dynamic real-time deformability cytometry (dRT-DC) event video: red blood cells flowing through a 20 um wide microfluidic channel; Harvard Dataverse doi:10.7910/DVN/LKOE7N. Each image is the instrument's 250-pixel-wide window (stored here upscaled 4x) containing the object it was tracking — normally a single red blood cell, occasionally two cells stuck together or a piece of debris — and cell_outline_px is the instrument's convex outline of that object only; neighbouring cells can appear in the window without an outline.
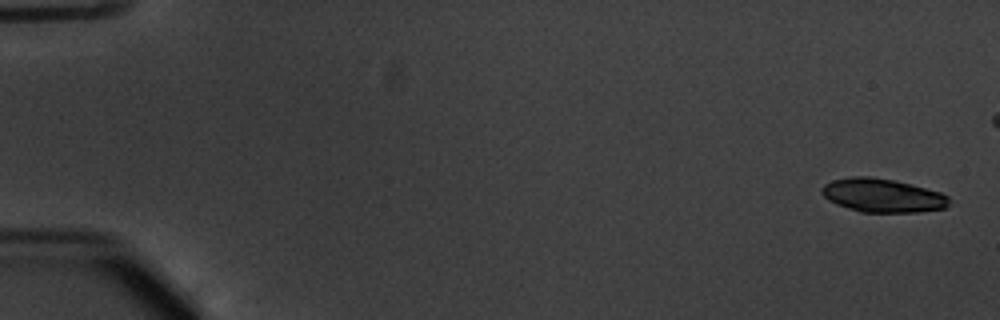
{"species": "common noctule bat (a hibernating species)", "species_latin": "Nyctalus noctula", "temperature_condition": "warm", "stored_images_in_passage": 31, "camera_frame_rate_fps": 3000, "um_per_image_px": 0.085, "animal": {"sex": "male", "body_mass_g": 20.1, "forearm_length_mm": 53.5}, "frame": {"image": 1, "passage_image": 1, "time_ms": 0.0, "image_size_px": [1000, 320], "cell_outline_px": [[948, 204], [944, 208], [916, 212], [860, 212], [836, 204], [828, 200], [820, 192], [820, 188], [824, 184], [832, 180], [848, 176], [872, 176], [896, 180], [912, 184], [940, 192], [948, 196]], "centroid_in_image_um": [74.96, 16.59], "position_along_channel_um": 10.0, "area_um2": 25.14}}